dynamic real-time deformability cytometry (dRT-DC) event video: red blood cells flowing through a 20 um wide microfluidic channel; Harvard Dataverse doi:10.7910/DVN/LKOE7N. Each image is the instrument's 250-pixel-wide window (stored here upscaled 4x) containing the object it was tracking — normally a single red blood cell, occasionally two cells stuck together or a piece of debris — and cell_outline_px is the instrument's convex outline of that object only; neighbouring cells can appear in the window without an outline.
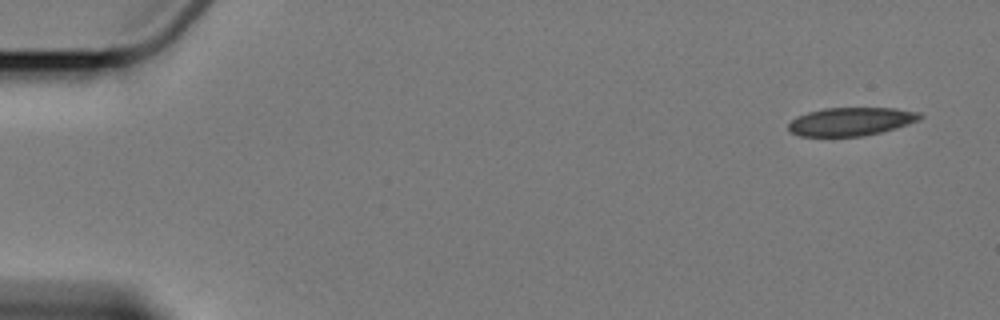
{"species": "Egyptian fruit bat (a non-hibernating species)", "species_latin": "Rousettus aegyptiacus", "temperature_condition": "cold", "stored_images_in_passage": 4, "camera_frame_rate_fps": 3000, "um_per_image_px": 0.085, "animal": {"sex": "female"}, "frame": {"image": 1, "passage_image": 1, "time_ms": 0.0, "image_size_px": [1000, 320], "cell_outline_px": [[924, 116], [920, 120], [896, 128], [864, 136], [800, 136], [792, 132], [788, 128], [788, 124], [796, 116], [808, 112], [824, 108], [896, 108], [920, 112]], "centroid_in_image_um": [72.36, 10.32], "position_along_channel_um": 12.6, "area_um2": 21.73}}
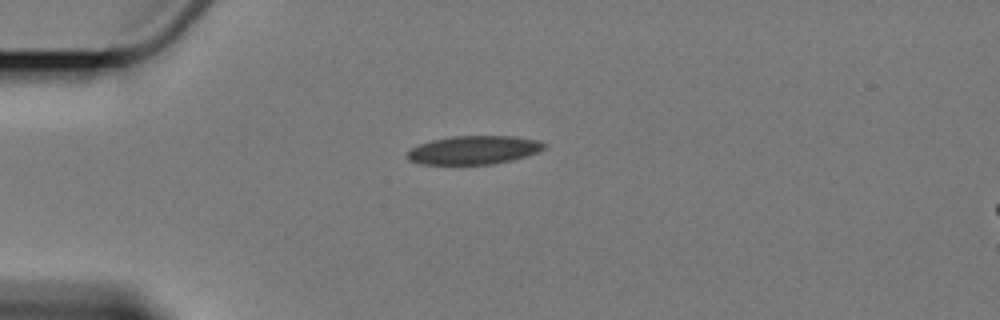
{"frame": {"image": 2, "passage_image": 4, "time_ms": 4.0, "image_size_px": [1000, 320], "cell_outline_px": [[548, 148], [540, 152], [528, 156], [496, 164], [420, 164], [408, 160], [408, 152], [412, 148], [420, 144], [432, 140], [452, 136], [516, 136], [536, 140], [548, 144]], "centroid_in_image_um": [40.36, 12.75], "position_along_channel_um": 44.6, "area_um2": 22.95}}